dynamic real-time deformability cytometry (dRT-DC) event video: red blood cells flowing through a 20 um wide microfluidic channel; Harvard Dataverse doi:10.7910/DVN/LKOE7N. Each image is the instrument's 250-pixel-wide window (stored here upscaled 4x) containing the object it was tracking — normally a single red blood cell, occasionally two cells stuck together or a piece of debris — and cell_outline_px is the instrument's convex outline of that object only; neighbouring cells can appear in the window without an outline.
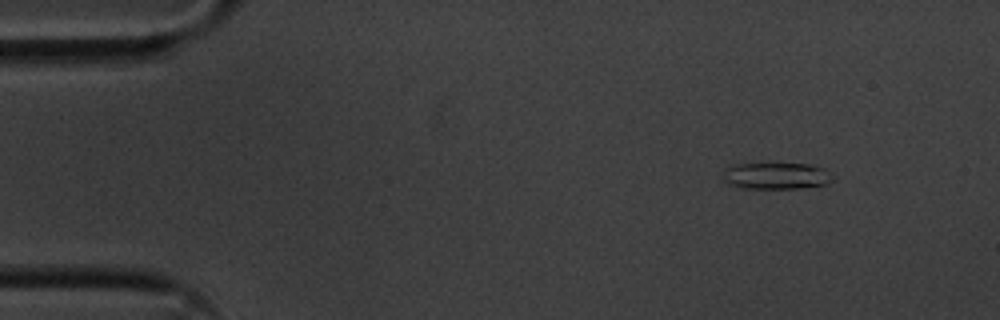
{"species": "common noctule bat (a hibernating species)", "species_latin": "Nyctalus noctula", "temperature_condition": "cold", "stored_images_in_passage": 3, "camera_frame_rate_fps": 3000, "um_per_image_px": 0.085, "animal": {"sex": "male", "body_mass_g": 20.1, "forearm_length_mm": 53.5}, "frame": {"image": 1, "passage_image": 1, "time_ms": 0.0, "image_size_px": [1000, 320], "cell_outline_px": [[836, 176], [828, 184], [800, 188], [740, 188], [728, 184], [724, 180], [724, 172], [728, 164], [808, 164], [824, 168], [832, 172]], "centroid_in_image_um": [66.02, 14.95], "position_along_channel_um": 19.0, "area_um2": 17.22}}